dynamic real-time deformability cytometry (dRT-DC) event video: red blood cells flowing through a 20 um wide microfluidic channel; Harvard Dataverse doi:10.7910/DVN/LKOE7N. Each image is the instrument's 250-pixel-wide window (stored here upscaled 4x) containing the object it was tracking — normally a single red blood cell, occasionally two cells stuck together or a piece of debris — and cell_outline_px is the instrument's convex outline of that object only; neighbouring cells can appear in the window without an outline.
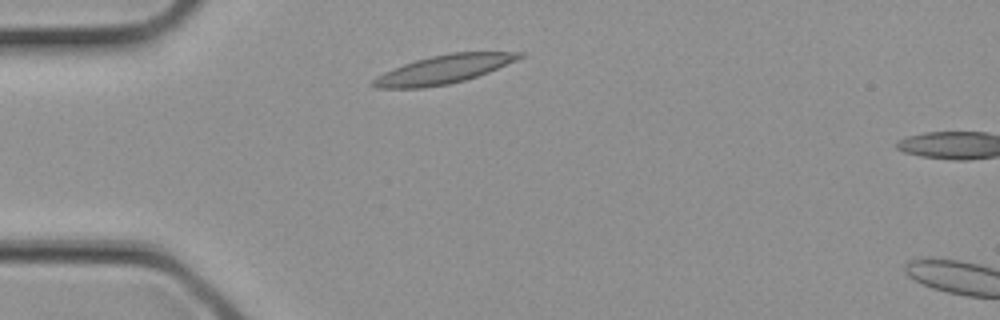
{"species": "common noctule bat (a hibernating species)", "species_latin": "Nyctalus noctula", "temperature_condition": "cold", "stored_images_in_passage": 2, "camera_frame_rate_fps": 3000, "um_per_image_px": 0.085, "animal": {"sex": "female", "body_mass_g": 21.9}, "frame": {"image": 1, "passage_image": 1, "time_ms": 0.0, "image_size_px": [1000, 320], "cell_outline_px": [[524, 56], [516, 60], [488, 72], [464, 80], [448, 84], [424, 88], [376, 88], [368, 84], [376, 76], [384, 72], [404, 64], [416, 60], [432, 56], [452, 52], [524, 52]], "centroid_in_image_um": [37.66, 5.9], "position_along_channel_um": 47.3, "area_um2": 24.1}}